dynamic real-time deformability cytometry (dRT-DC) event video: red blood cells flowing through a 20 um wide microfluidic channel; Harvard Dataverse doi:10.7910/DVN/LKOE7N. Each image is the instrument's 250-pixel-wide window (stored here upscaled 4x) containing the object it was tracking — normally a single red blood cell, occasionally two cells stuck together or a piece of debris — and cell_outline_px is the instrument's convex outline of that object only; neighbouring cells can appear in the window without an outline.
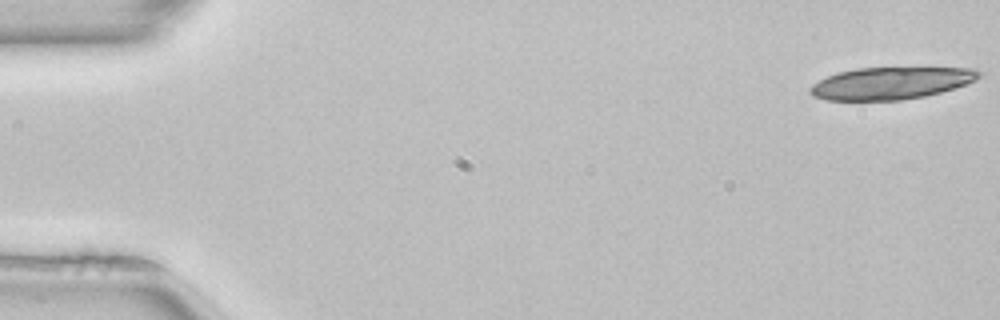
{"species": "common noctule bat (a hibernating species)", "species_latin": "Nyctalus noctula", "temperature_condition": "room temperature", "stored_images_in_passage": 18, "camera_frame_rate_fps": 3000, "um_per_image_px": 0.085, "animal": {"sex": "female", "body_mass_g": 22.7, "forearm_length_mm": 54.2}, "frame": {"image": 1, "passage_image": 1, "time_ms": 0.0, "image_size_px": [1000, 320], "cell_outline_px": [[980, 76], [976, 80], [940, 92], [924, 96], [900, 100], [824, 100], [812, 96], [808, 92], [808, 88], [812, 84], [836, 72], [856, 68], [968, 68], [980, 72]], "centroid_in_image_um": [75.63, 7.07], "position_along_channel_um": 9.4, "area_um2": 31.39}}